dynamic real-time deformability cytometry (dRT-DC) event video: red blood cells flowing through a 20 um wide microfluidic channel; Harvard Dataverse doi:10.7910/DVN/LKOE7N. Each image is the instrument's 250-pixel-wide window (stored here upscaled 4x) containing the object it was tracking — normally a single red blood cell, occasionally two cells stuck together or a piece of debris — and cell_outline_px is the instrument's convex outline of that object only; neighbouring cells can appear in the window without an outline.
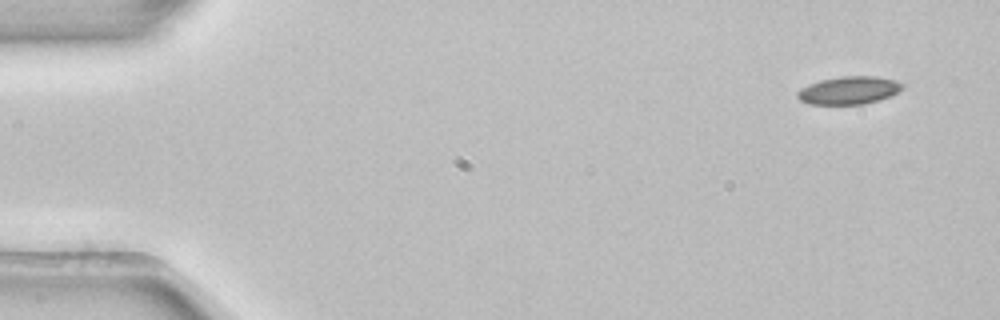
{"species": "common noctule bat (a hibernating species)", "species_latin": "Nyctalus noctula", "temperature_condition": "room temperature", "stored_images_in_passage": 4, "camera_frame_rate_fps": 3000, "um_per_image_px": 0.085, "animal": {"sex": "female", "body_mass_g": 22.7, "forearm_length_mm": 54.2}, "frame": {"image": 1, "passage_image": 1, "time_ms": 0.0, "image_size_px": [1000, 320], "cell_outline_px": [[908, 84], [904, 88], [880, 100], [864, 104], [808, 104], [800, 100], [796, 96], [796, 92], [800, 88], [808, 84], [820, 80], [840, 76], [876, 76], [896, 80]], "centroid_in_image_um": [72.17, 7.67], "position_along_channel_um": 12.8, "area_um2": 17.28}}
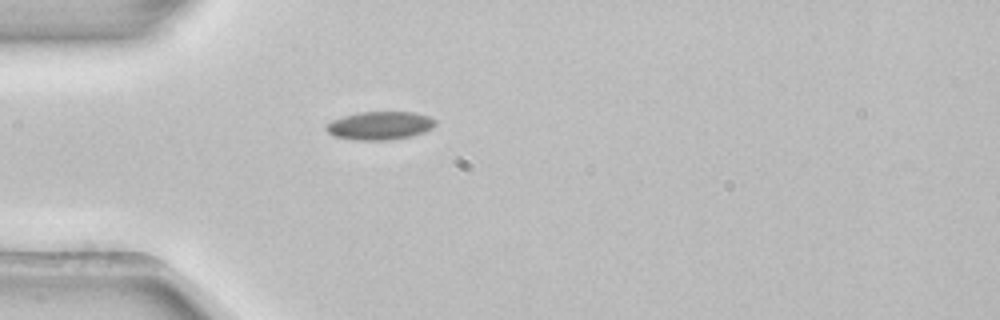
{"frame": {"image": 2, "passage_image": 4, "time_ms": 1.0, "image_size_px": [1000, 320], "cell_outline_px": [[436, 124], [432, 128], [424, 132], [408, 136], [388, 140], [356, 140], [332, 136], [324, 128], [332, 120], [356, 112], [412, 112], [428, 116], [436, 120]], "centroid_in_image_um": [32.27, 10.67], "position_along_channel_um": 52.7, "area_um2": 17.92}}